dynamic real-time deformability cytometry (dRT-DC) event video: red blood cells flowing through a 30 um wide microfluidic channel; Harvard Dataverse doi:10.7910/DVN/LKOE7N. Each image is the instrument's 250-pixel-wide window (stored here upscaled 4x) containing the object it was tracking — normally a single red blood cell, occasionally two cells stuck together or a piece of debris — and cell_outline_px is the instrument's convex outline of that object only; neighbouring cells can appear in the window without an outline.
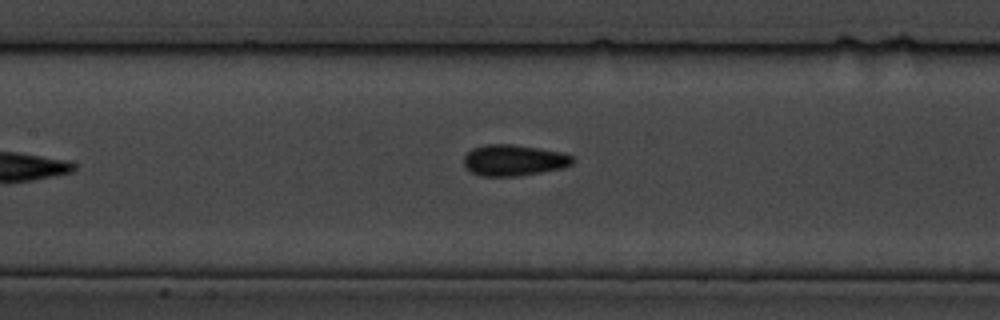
{"species": "common noctule bat (a hibernating species)", "species_latin": "Nyctalus noctula", "temperature_condition": "cold", "stored_images_in_passage": 15, "camera_frame_rate_fps": 3000, "um_per_image_px": 0.085, "animal": {"sex": "male", "body_mass_g": 19.5, "forearm_length_mm": 54.6}, "frame": {"image": 1, "passage_image": 7, "time_ms": 8.0, "image_size_px": [1000, 320], "cell_outline_px": [[572, 164], [560, 168], [520, 176], [480, 176], [464, 168], [464, 156], [472, 148], [484, 144], [512, 144], [540, 148], [564, 152], [572, 156]], "centroid_in_image_um": [43.63, 13.61], "position_along_channel_um": 163.8, "area_um2": 19.83}}
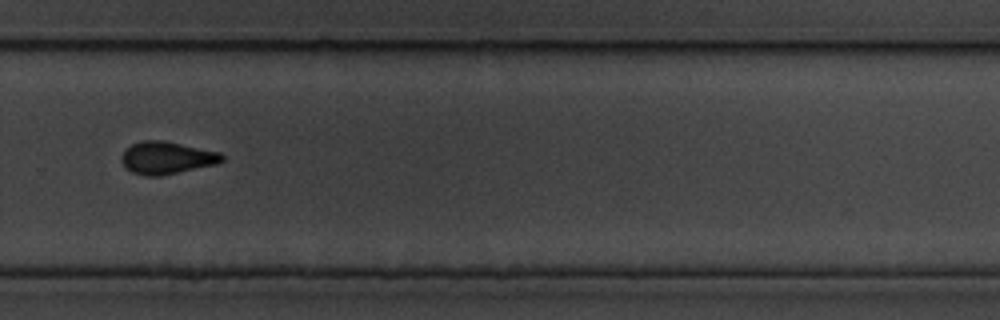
{"frame": {"image": 2, "passage_image": 11, "time_ms": 12.333, "image_size_px": [1000, 320], "cell_outline_px": [[224, 160], [216, 164], [160, 176], [144, 176], [132, 172], [120, 160], [120, 156], [132, 144], [144, 140], [160, 140], [220, 152], [224, 156]], "centroid_in_image_um": [14.17, 13.42], "position_along_channel_um": 315.6, "area_um2": 18.73}}
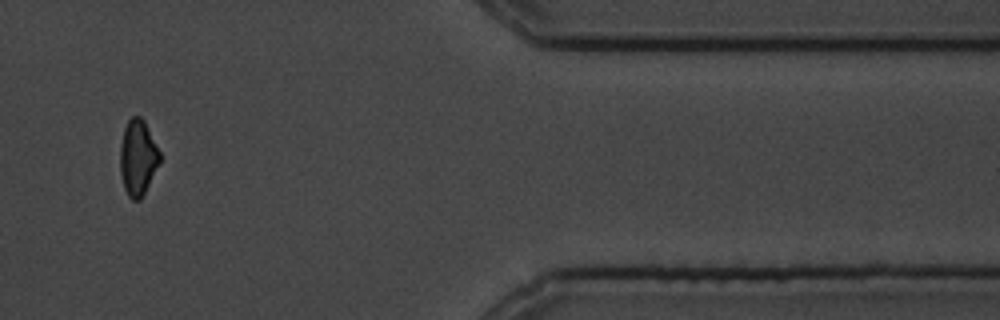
{"frame": {"image": 3, "passage_image": 13, "time_ms": 15.667, "image_size_px": [1000, 320], "cell_outline_px": [[160, 160], [140, 200], [132, 200], [128, 196], [124, 188], [120, 172], [120, 144], [124, 128], [128, 120], [132, 116], [140, 116], [144, 120], [160, 152]], "centroid_in_image_um": [11.69, 13.37], "position_along_channel_um": 399.7, "area_um2": 17.28}, "authors_computed_cell_mechanics": {"area_um2": 18.7272, "velocity_mm_per_s": 3.5063, "shape_relaxation_time_tau1_ms": 4.0948, "shape_relaxation_time_tau2_ms": 6.1654, "deformation_change_tau1": 0.2023, "deformation_change_tau2": 0.1123}}